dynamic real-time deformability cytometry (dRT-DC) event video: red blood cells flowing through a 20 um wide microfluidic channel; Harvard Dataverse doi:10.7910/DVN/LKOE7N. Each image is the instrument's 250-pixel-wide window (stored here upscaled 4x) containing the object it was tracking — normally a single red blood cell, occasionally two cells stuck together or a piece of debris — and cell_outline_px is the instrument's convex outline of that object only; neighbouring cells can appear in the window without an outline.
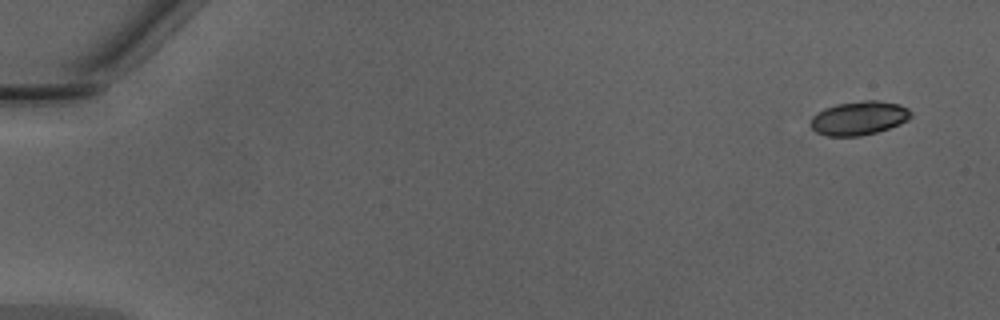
{"species": "Egyptian fruit bat (a non-hibernating species)", "species_latin": "Rousettus aegyptiacus", "temperature_condition": "warm", "stored_images_in_passage": 47, "camera_frame_rate_fps": 3000, "um_per_image_px": 0.085, "animal": {"sex": "male"}, "frame": {"image": 1, "passage_image": 1, "time_ms": 0.0, "image_size_px": [1000, 320], "cell_outline_px": [[912, 116], [908, 120], [900, 124], [876, 132], [860, 136], [828, 136], [816, 132], [808, 124], [812, 116], [816, 112], [824, 108], [836, 104], [864, 100], [876, 100], [900, 104], [908, 108], [912, 112]], "centroid_in_image_um": [73.0, 10.03], "position_along_channel_um": 12.0, "area_um2": 20.0}}
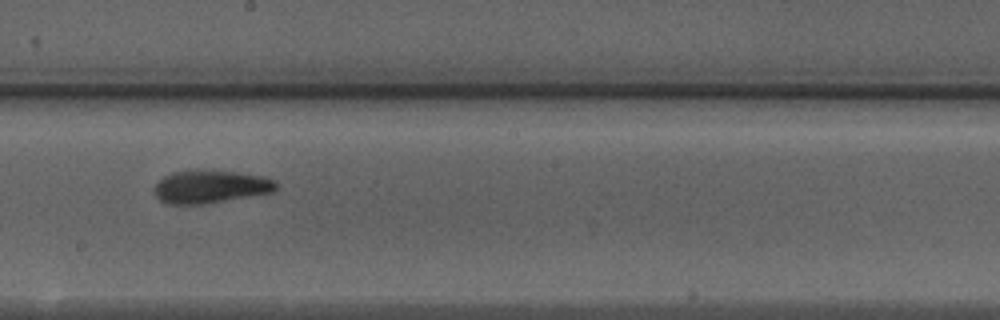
{"frame": {"image": 2, "passage_image": 27, "time_ms": 8.667, "image_size_px": [1000, 320], "cell_outline_px": [[276, 188], [272, 192], [200, 204], [168, 204], [160, 200], [156, 196], [152, 188], [164, 176], [172, 172], [196, 168], [236, 172], [264, 176], [272, 180], [276, 184]], "centroid_in_image_um": [17.82, 15.83], "position_along_channel_um": 230.4, "area_um2": 23.41}}
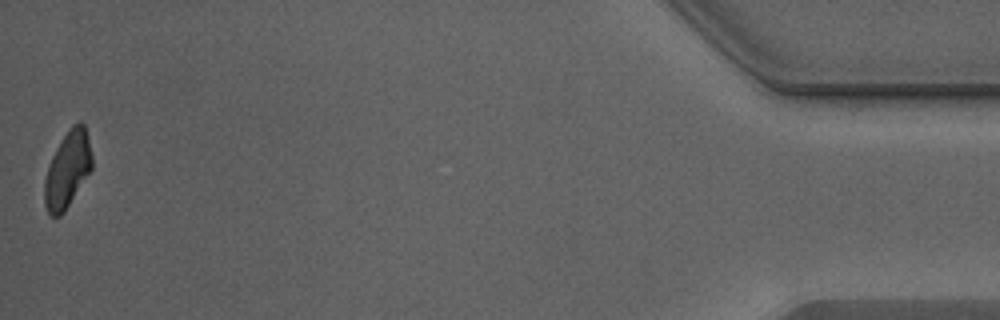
{"frame": {"image": 3, "passage_image": 47, "time_ms": 15.333, "image_size_px": [1000, 320], "cell_outline_px": [[92, 168], [64, 212], [60, 216], [52, 216], [48, 212], [44, 204], [44, 180], [48, 164], [56, 148], [72, 124], [80, 120], [84, 124], [88, 136], [92, 156]], "centroid_in_image_um": [5.73, 14.4], "position_along_channel_um": 429.5, "area_um2": 21.04}, "authors_computed_cell_mechanics": {"area_um2": 22.1374, "velocity_mm_per_s": 4.3034, "shape_relaxation_time_tau1_ms": 3.3789, "shape_relaxation_time_tau2_ms": 2.189, "deformation_change_tau1": 0.1315, "deformation_change_tau2": 0.0921}}